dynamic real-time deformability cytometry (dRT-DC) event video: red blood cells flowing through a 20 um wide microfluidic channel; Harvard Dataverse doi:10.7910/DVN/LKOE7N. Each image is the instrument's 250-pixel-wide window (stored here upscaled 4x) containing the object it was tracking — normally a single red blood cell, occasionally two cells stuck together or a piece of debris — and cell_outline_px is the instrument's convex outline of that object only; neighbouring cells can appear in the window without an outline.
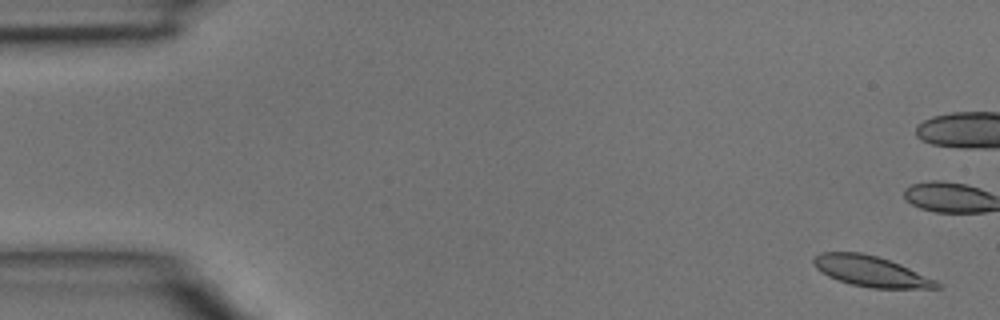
{"species": "common noctule bat (a hibernating species)", "species_latin": "Nyctalus noctula", "temperature_condition": "room temperature", "stored_images_in_passage": 4, "camera_frame_rate_fps": 3000, "um_per_image_px": 0.085, "animal": {"sex": "male", "body_mass_g": 15.6}, "frame": {"image": 1, "passage_image": 1, "time_ms": 0.0, "image_size_px": [1000, 320], "cell_outline_px": [[944, 288], [872, 288], [852, 284], [828, 276], [816, 268], [812, 264], [812, 260], [820, 252], [860, 252], [876, 256], [900, 264], [936, 280]], "centroid_in_image_um": [74.02, 23.06], "position_along_channel_um": 11.0, "area_um2": 21.73}}